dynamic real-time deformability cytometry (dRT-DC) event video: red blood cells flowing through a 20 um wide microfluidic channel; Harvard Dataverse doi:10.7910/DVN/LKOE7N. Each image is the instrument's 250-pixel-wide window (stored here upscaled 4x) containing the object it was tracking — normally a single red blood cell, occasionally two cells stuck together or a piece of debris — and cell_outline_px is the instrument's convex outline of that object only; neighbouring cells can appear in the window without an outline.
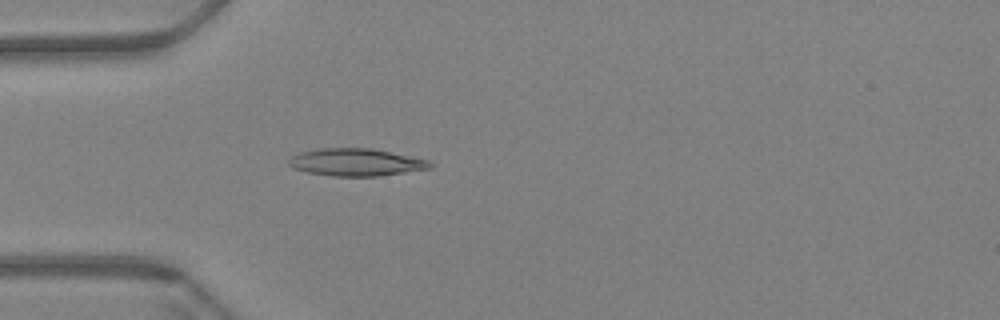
{"species": "Egyptian fruit bat (a non-hibernating species)", "species_latin": "Rousettus aegyptiacus", "temperature_condition": "warm", "stored_images_in_passage": 43, "camera_frame_rate_fps": 3000, "um_per_image_px": 0.085, "animal": {"sex": "female"}, "frame": {"image": 1, "passage_image": 1, "time_ms": 0.0, "image_size_px": [1000, 320], "cell_outline_px": [[432, 168], [376, 176], [332, 176], [308, 172], [296, 168], [288, 164], [288, 160], [292, 156], [300, 152], [320, 148], [372, 148], [428, 160], [432, 164]], "centroid_in_image_um": [30.25, 13.78], "position_along_channel_um": 54.7, "area_um2": 22.31}}
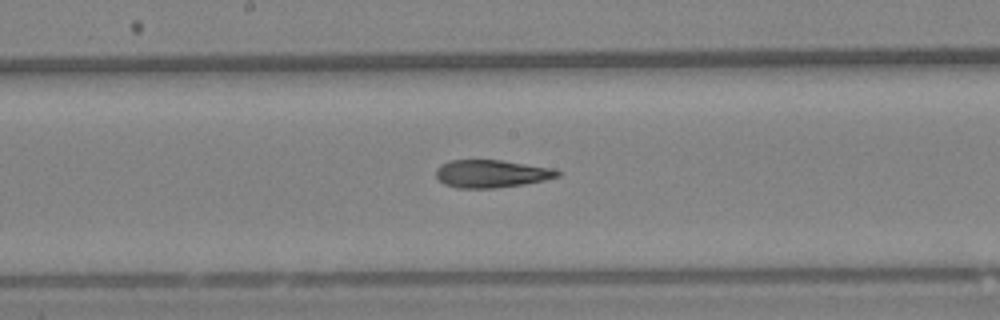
{"frame": {"image": 2, "passage_image": 15, "time_ms": 4.667, "image_size_px": [1000, 320], "cell_outline_px": [[560, 176], [544, 180], [524, 184], [496, 188], [456, 188], [444, 184], [436, 176], [436, 168], [440, 164], [448, 160], [500, 160], [556, 168], [560, 172]], "centroid_in_image_um": [41.77, 14.76], "position_along_channel_um": 206.4, "area_um2": 19.83}}
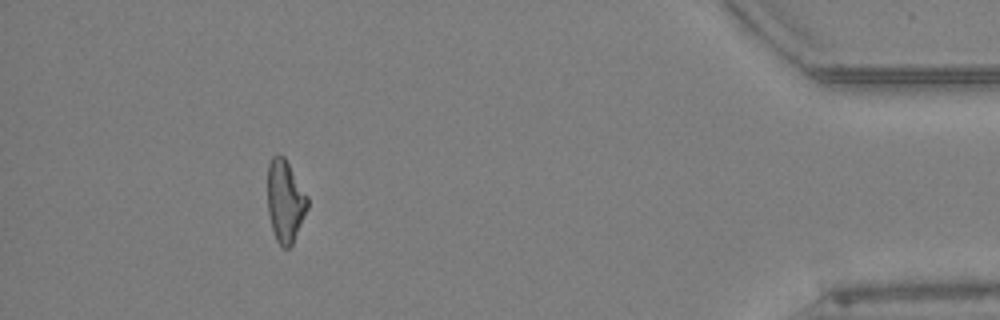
{"frame": {"image": 3, "passage_image": 38, "time_ms": 12.333, "image_size_px": [1000, 320], "cell_outline_px": [[308, 208], [292, 244], [288, 248], [284, 248], [276, 240], [272, 228], [268, 212], [268, 164], [272, 156], [276, 152], [284, 156], [308, 196]], "centroid_in_image_um": [24.24, 17.05], "position_along_channel_um": 411.0, "area_um2": 19.13}, "authors_computed_cell_mechanics": {"area_um2": 19.8832, "velocity_mm_per_s": 3.4131, "shape_relaxation_time_tau1_ms": 8.7616, "shape_relaxation_time_tau2_ms": 3.6117, "deformation_change_tau1": 0.2161, "deformation_change_tau2": 0.1322}}